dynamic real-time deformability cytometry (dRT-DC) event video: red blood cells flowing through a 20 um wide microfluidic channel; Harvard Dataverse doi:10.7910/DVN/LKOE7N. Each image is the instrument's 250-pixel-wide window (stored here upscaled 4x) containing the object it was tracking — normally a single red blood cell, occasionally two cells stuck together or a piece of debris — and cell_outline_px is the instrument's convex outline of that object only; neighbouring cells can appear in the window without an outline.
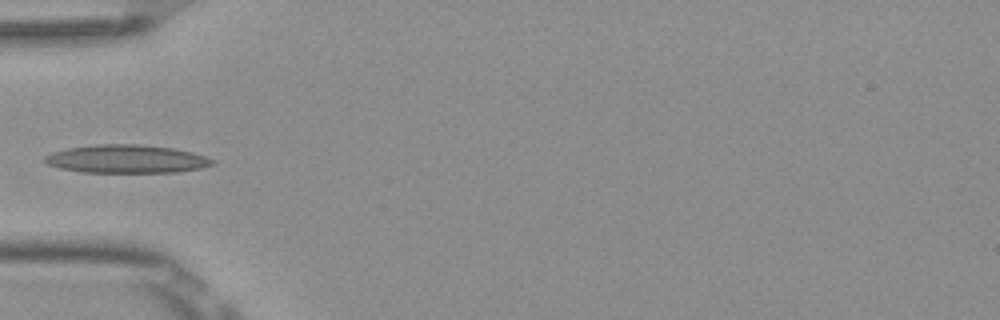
{"species": "Egyptian fruit bat (a non-hibernating species)", "species_latin": "Rousettus aegyptiacus", "temperature_condition": "room temperature", "stored_images_in_passage": 7, "camera_frame_rate_fps": 3000, "um_per_image_px": 0.085, "frame": {"image": 1, "passage_image": 6, "time_ms": 1.667, "image_size_px": [1000, 320], "cell_outline_px": [[216, 164], [200, 168], [176, 172], [84, 172], [60, 168], [48, 164], [44, 160], [44, 156], [52, 152], [68, 148], [92, 144], [136, 144], [172, 148], [192, 152], [216, 160]], "centroid_in_image_um": [10.76, 13.51], "position_along_channel_um": 74.2, "area_um2": 27.51}}
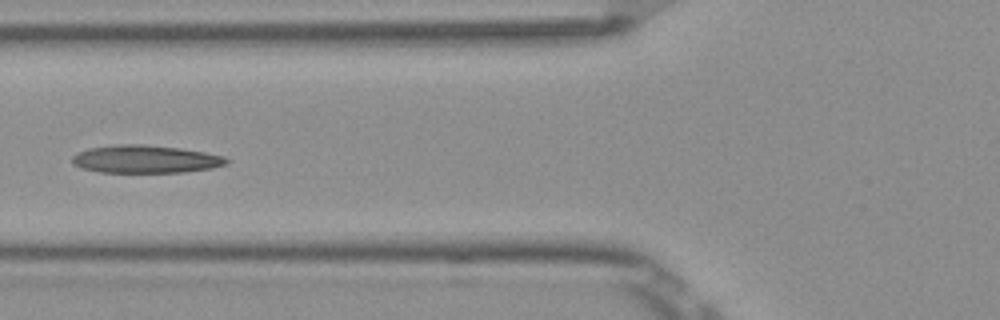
{"frame": {"image": 2, "passage_image": 7, "time_ms": 2.0, "image_size_px": [1000, 320], "cell_outline_px": [[228, 164], [212, 168], [184, 172], [100, 172], [80, 168], [72, 164], [72, 156], [76, 152], [88, 148], [116, 144], [144, 144], [180, 148], [204, 152], [224, 156], [228, 160]], "centroid_in_image_um": [12.32, 13.52], "position_along_channel_um": 113.5, "area_um2": 25.2}}